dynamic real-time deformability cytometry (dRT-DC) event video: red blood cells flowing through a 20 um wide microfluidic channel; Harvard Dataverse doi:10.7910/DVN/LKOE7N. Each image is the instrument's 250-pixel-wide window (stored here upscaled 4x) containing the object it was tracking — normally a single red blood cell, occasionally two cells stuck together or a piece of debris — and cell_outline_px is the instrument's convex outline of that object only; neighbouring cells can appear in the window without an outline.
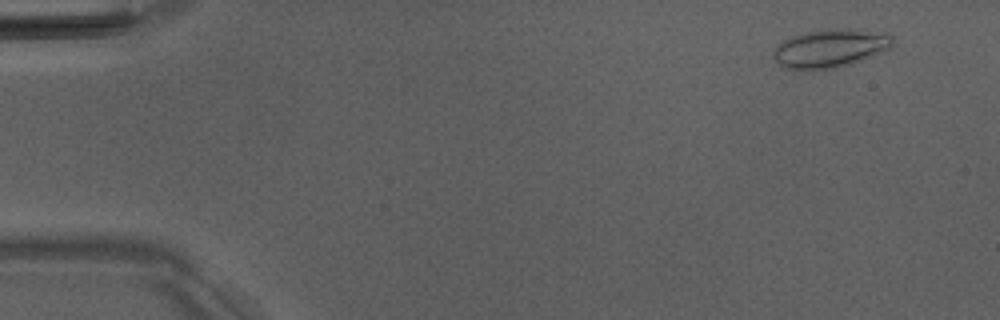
{"species": "Egyptian fruit bat (a non-hibernating species)", "species_latin": "Rousettus aegyptiacus", "temperature_condition": "room temperature", "stored_images_in_passage": 14, "camera_frame_rate_fps": 3000, "um_per_image_px": 0.085, "animal": {"sex": "male"}, "frame": {"image": 1, "passage_image": 1, "time_ms": 0.0, "image_size_px": [1000, 320], "cell_outline_px": [[892, 44], [888, 48], [880, 52], [852, 64], [836, 68], [812, 72], [784, 68], [772, 56], [772, 52], [784, 40], [792, 36], [804, 32], [832, 28], [848, 28], [892, 36]], "centroid_in_image_um": [70.47, 4.15], "position_along_channel_um": 14.5, "area_um2": 26.65}}